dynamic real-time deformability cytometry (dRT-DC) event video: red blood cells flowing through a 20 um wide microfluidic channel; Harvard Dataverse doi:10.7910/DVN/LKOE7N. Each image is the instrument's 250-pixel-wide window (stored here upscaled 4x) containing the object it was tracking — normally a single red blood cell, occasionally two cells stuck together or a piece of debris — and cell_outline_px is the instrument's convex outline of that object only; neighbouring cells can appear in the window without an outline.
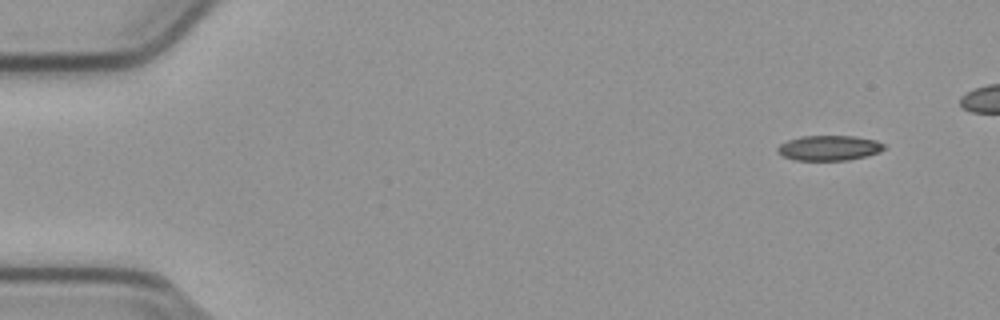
{"species": "common noctule bat (a hibernating species)", "species_latin": "Nyctalus noctula", "temperature_condition": "cold", "stored_images_in_passage": 8, "camera_frame_rate_fps": 3000, "um_per_image_px": 0.085, "animal": {"sex": "male", "body_mass_g": 23.1, "forearm_length_mm": 52.7}, "frame": {"image": 1, "passage_image": 4, "time_ms": 1.0, "image_size_px": [1000, 320], "cell_outline_px": [[884, 148], [880, 152], [848, 160], [796, 160], [784, 156], [776, 152], [776, 148], [780, 144], [788, 140], [800, 136], [856, 136], [876, 140], [884, 144]], "centroid_in_image_um": [70.45, 12.57], "position_along_channel_um": 14.5, "area_um2": 15.55}}